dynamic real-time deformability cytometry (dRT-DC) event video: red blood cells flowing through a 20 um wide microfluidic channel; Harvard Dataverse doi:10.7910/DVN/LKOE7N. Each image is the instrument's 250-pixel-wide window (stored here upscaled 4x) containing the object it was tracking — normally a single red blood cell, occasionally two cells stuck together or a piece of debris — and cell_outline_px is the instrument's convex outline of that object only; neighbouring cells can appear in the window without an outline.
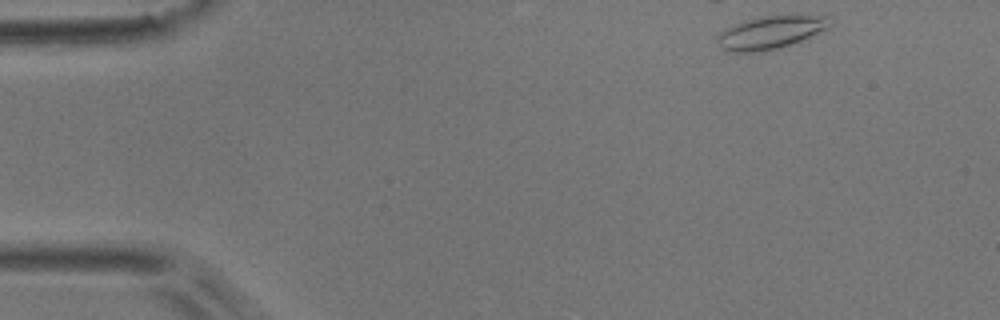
{"species": "common noctule bat (a hibernating species)", "species_latin": "Nyctalus noctula", "temperature_condition": "room temperature", "stored_images_in_passage": 5, "camera_frame_rate_fps": 3000, "um_per_image_px": 0.085, "animal": {"sex": "male", "body_mass_g": 17.9}, "frame": {"image": 1, "passage_image": 1, "time_ms": 0.0, "image_size_px": [1000, 320], "cell_outline_px": [[832, 24], [828, 28], [800, 40], [780, 48], [764, 52], [728, 52], [720, 48], [716, 40], [716, 36], [720, 32], [744, 20], [764, 16], [792, 12], [832, 16]], "centroid_in_image_um": [65.56, 2.71], "position_along_channel_um": 19.4, "area_um2": 22.48}}